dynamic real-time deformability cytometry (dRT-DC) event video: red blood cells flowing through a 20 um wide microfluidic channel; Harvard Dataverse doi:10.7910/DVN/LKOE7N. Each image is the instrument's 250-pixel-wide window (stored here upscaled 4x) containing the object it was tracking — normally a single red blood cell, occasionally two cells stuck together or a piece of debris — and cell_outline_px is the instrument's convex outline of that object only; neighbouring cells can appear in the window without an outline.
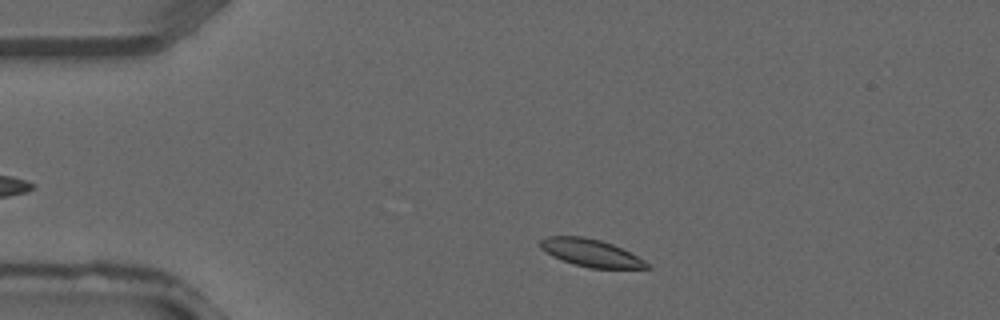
{"species": "common noctule bat (a hibernating species)", "species_latin": "Nyctalus noctula", "temperature_condition": "warm", "stored_images_in_passage": 29, "camera_frame_rate_fps": 3000, "um_per_image_px": 0.085, "animal": {"sex": "male", "forearm_length_mm": 52.5}, "frame": {"image": 1, "passage_image": 3, "time_ms": 0.667, "image_size_px": [1000, 320], "cell_outline_px": [[652, 268], [588, 268], [552, 256], [540, 248], [540, 240], [548, 236], [584, 236], [600, 240], [612, 244], [644, 260]], "centroid_in_image_um": [50.19, 21.48], "position_along_channel_um": 34.8, "area_um2": 16.76}}
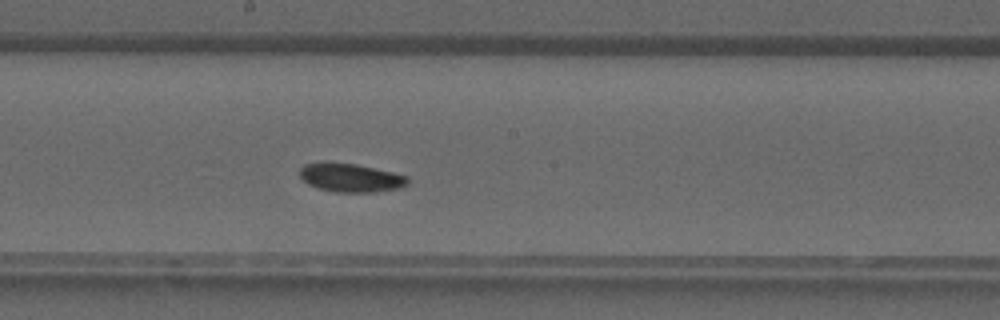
{"frame": {"image": 2, "passage_image": 16, "time_ms": 5.0, "image_size_px": [1000, 320], "cell_outline_px": [[408, 184], [400, 188], [372, 192], [336, 192], [316, 188], [308, 184], [300, 176], [300, 168], [304, 164], [356, 164], [392, 172], [408, 176]], "centroid_in_image_um": [29.84, 15.14], "position_along_channel_um": 218.4, "area_um2": 17.51}}
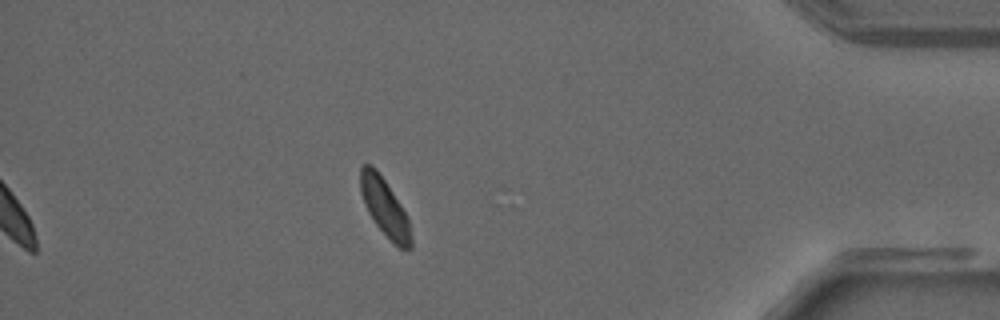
{"frame": {"image": 3, "passage_image": 29, "time_ms": 9.333, "image_size_px": [1000, 320], "cell_outline_px": [[412, 248], [400, 248], [392, 244], [376, 224], [368, 212], [364, 204], [360, 192], [360, 168], [364, 164], [372, 164], [376, 168], [400, 204], [408, 220], [412, 240]], "centroid_in_image_um": [32.68, 17.63], "position_along_channel_um": 402.5, "area_um2": 16.88}}